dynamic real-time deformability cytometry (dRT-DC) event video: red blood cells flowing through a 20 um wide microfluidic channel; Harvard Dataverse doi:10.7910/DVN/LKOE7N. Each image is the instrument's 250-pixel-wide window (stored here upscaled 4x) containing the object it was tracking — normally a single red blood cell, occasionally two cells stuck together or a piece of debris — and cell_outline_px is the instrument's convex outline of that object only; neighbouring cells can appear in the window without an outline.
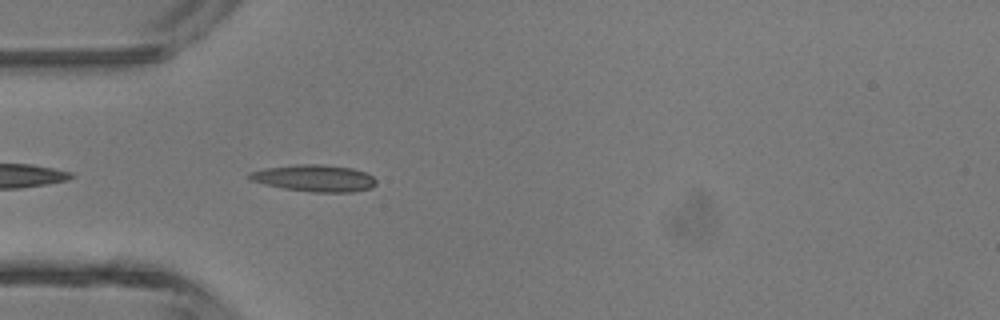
{"species": "common noctule bat (a hibernating species)", "species_latin": "Nyctalus noctula", "temperature_condition": "room temperature", "stored_images_in_passage": 3, "camera_frame_rate_fps": 3000, "um_per_image_px": 0.085, "animal": {"sex": "male", "body_mass_g": 13.3}, "frame": {"image": 1, "passage_image": 3, "time_ms": 2.333, "image_size_px": [1000, 320], "cell_outline_px": [[376, 184], [372, 188], [352, 192], [312, 192], [284, 188], [264, 184], [248, 180], [248, 176], [252, 172], [264, 168], [296, 164], [320, 164], [352, 168], [364, 172], [372, 176], [376, 180]], "centroid_in_image_um": [26.73, 15.14], "position_along_channel_um": 58.3, "area_um2": 19.77}}